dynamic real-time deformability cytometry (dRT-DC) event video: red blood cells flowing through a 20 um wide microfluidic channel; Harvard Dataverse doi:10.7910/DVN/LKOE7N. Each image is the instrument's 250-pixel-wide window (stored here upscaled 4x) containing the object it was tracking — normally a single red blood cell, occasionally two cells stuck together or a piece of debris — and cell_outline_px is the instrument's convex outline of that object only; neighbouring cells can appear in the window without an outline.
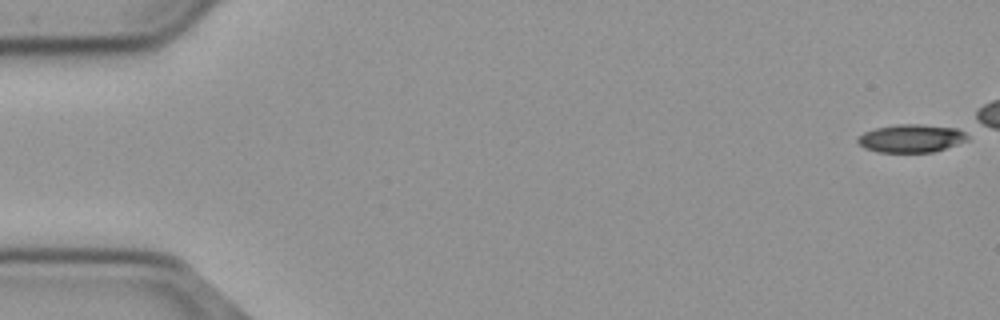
{"species": "common noctule bat (a hibernating species)", "species_latin": "Nyctalus noctula", "temperature_condition": "cold", "stored_images_in_passage": 48, "camera_frame_rate_fps": 3000, "um_per_image_px": 0.085, "animal": {"sex": "male", "body_mass_g": 23.1, "forearm_length_mm": 52.7}, "frame": {"image": 1, "passage_image": 1, "time_ms": 0.0, "image_size_px": [1000, 320], "cell_outline_px": [[968, 140], [932, 152], [880, 152], [864, 148], [856, 140], [864, 132], [876, 128], [896, 124], [924, 124], [968, 128]], "centroid_in_image_um": [77.55, 11.73], "position_along_channel_um": 7.5, "area_um2": 18.26}}
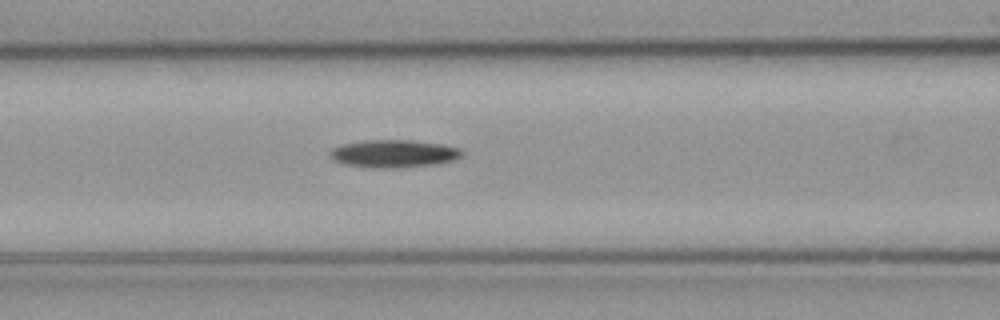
{"frame": {"image": 2, "passage_image": 23, "time_ms": 7.333, "image_size_px": [1000, 320], "cell_outline_px": [[464, 152], [460, 156], [452, 160], [436, 164], [400, 168], [372, 168], [344, 164], [332, 160], [332, 148], [344, 144], [368, 140], [408, 140], [440, 144], [460, 148]], "centroid_in_image_um": [33.48, 13.07], "position_along_channel_um": 133.1, "area_um2": 21.1}}
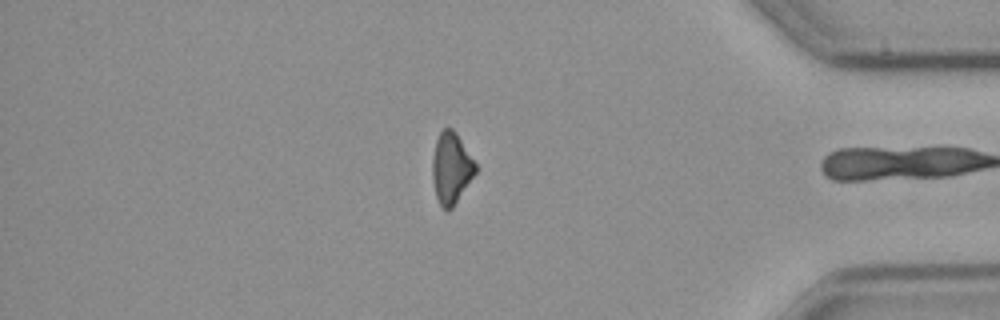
{"frame": {"image": 3, "passage_image": 47, "time_ms": 15.333, "image_size_px": [1000, 320], "cell_outline_px": [[476, 172], [452, 208], [448, 212], [440, 204], [436, 196], [432, 176], [432, 160], [436, 140], [440, 132], [444, 128], [452, 128], [456, 132], [476, 164]], "centroid_in_image_um": [38.34, 14.28], "position_along_channel_um": 396.9, "area_um2": 17.63}, "authors_computed_cell_mechanics": {"area_um2": 19.5942, "velocity_mm_per_s": 3.7115, "shape_relaxation_time_tau1_ms": 5.0637, "shape_relaxation_time_tau2_ms": null, "deformation_change_tau1": 0.1215, "deformation_change_tau2": null}}